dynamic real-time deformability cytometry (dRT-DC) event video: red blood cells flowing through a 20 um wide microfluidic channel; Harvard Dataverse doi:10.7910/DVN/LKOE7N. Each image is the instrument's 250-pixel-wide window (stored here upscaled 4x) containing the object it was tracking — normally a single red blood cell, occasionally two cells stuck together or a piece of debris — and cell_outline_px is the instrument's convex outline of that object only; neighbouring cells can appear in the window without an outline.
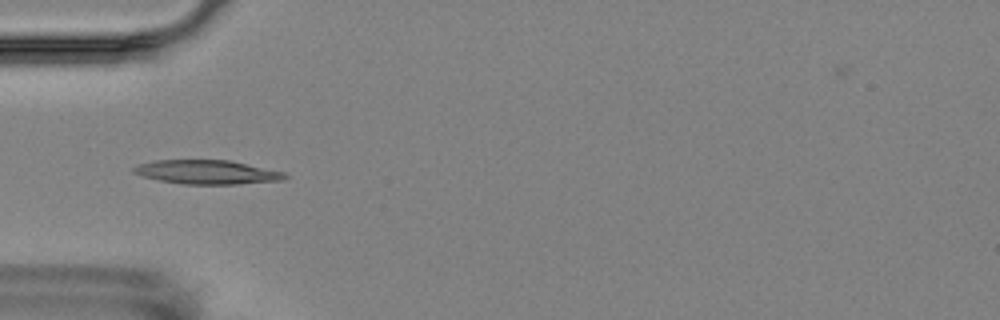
{"species": "Egyptian fruit bat (a non-hibernating species)", "species_latin": "Rousettus aegyptiacus", "temperature_condition": "room temperature", "stored_images_in_passage": 6, "camera_frame_rate_fps": 3000, "um_per_image_px": 0.085, "animal": {"sex": "female"}, "frame": {"image": 1, "passage_image": 2, "time_ms": 1.333, "image_size_px": [1000, 320], "cell_outline_px": [[288, 176], [284, 180], [236, 184], [184, 184], [160, 180], [144, 176], [132, 172], [132, 168], [140, 164], [156, 160], [228, 160], [284, 172]], "centroid_in_image_um": [17.61, 14.63], "position_along_channel_um": 67.4, "area_um2": 20.87}}
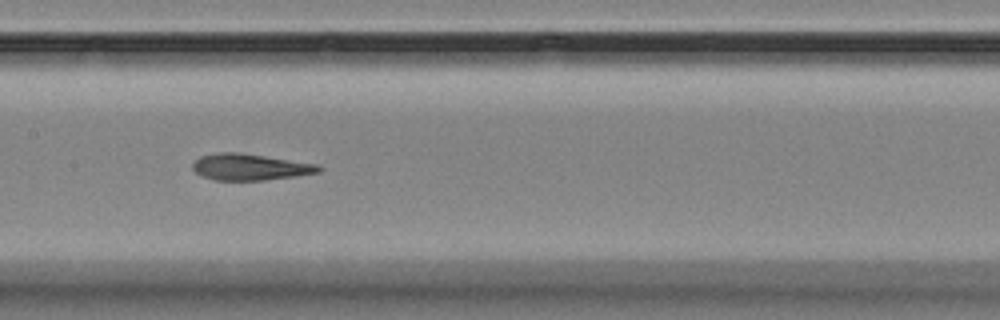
{"frame": {"image": 2, "passage_image": 5, "time_ms": 4.667, "image_size_px": [1000, 320], "cell_outline_px": [[324, 168], [320, 172], [296, 176], [264, 180], [216, 180], [204, 176], [196, 172], [192, 168], [192, 164], [200, 156], [216, 152], [236, 152], [264, 156], [316, 164]], "centroid_in_image_um": [21.25, 14.19], "position_along_channel_um": 186.2, "area_um2": 19.19}}
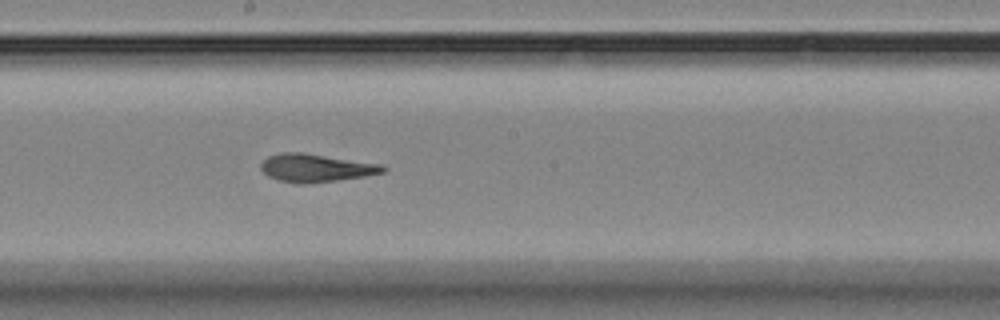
{"frame": {"image": 3, "passage_image": 6, "time_ms": 5.667, "image_size_px": [1000, 320], "cell_outline_px": [[388, 168], [384, 172], [364, 176], [336, 180], [304, 184], [296, 184], [280, 180], [268, 176], [260, 168], [260, 164], [268, 156], [280, 152], [300, 152], [380, 164]], "centroid_in_image_um": [26.81, 14.27], "position_along_channel_um": 221.4, "area_um2": 19.71}}